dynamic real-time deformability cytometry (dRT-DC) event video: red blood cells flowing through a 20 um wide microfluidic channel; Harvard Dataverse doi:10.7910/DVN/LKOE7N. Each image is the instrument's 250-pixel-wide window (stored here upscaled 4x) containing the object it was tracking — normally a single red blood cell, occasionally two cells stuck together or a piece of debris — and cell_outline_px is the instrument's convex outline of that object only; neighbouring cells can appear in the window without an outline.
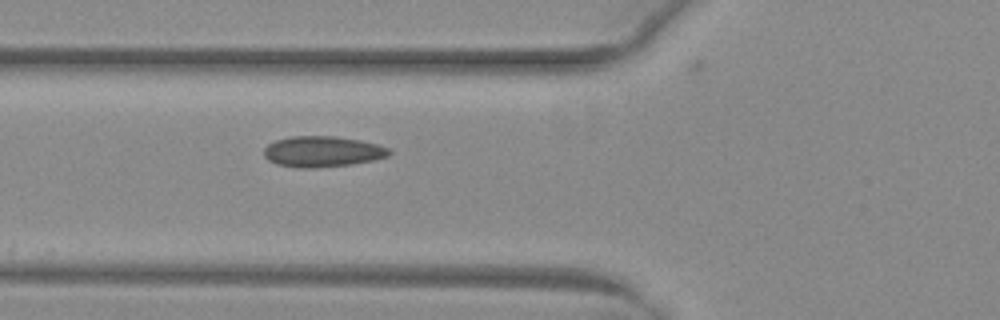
{"species": "common noctule bat (a hibernating species)", "species_latin": "Nyctalus noctula", "temperature_condition": "warm", "stored_images_in_passage": 34, "camera_frame_rate_fps": 3000, "um_per_image_px": 0.085, "animal": {"sex": "female", "body_mass_g": 29.2, "forearm_length_mm": 56.3}, "frame": {"image": 1, "passage_image": 2, "time_ms": 0.333, "image_size_px": [1000, 320], "cell_outline_px": [[392, 152], [388, 156], [372, 160], [352, 164], [316, 168], [300, 168], [276, 164], [268, 160], [264, 156], [264, 148], [268, 144], [276, 140], [292, 136], [336, 136], [360, 140], [376, 144], [388, 148]], "centroid_in_image_um": [27.39, 12.88], "position_along_channel_um": 98.4, "area_um2": 22.48}}
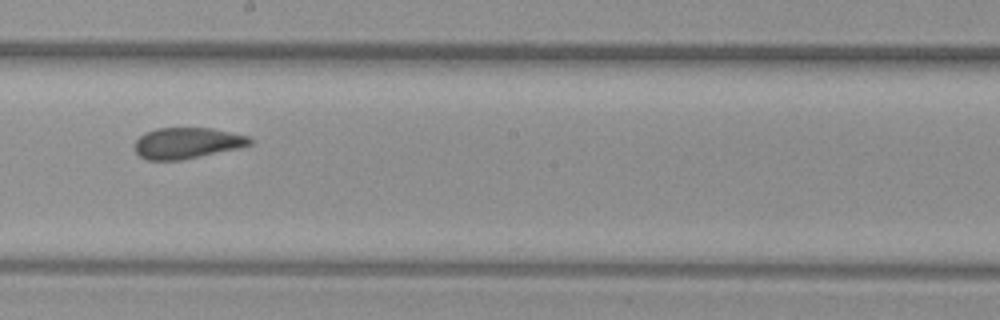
{"frame": {"image": 2, "passage_image": 12, "time_ms": 3.667, "image_size_px": [1000, 320], "cell_outline_px": [[252, 144], [240, 148], [180, 160], [148, 160], [140, 156], [136, 152], [136, 140], [144, 132], [156, 128], [212, 128], [248, 136], [252, 140]], "centroid_in_image_um": [15.91, 12.15], "position_along_channel_um": 232.3, "area_um2": 20.75}}
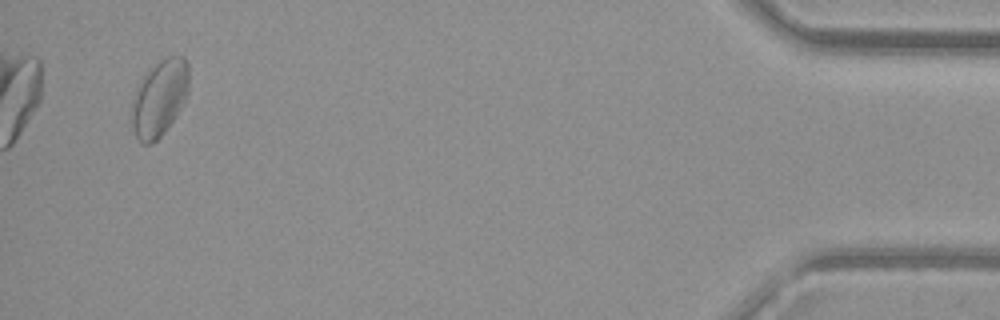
{"frame": {"image": 3, "passage_image": 32, "time_ms": 10.333, "image_size_px": [1000, 320], "cell_outline_px": [[188, 92], [176, 116], [164, 132], [152, 144], [140, 144], [128, 120], [132, 100], [136, 88], [140, 80], [160, 60], [168, 56], [184, 56], [188, 60]], "centroid_in_image_um": [13.51, 8.37], "position_along_channel_um": 421.7, "area_um2": 25.72}, "authors_computed_cell_mechanics": {"area_um2": 21.6172, "velocity_mm_per_s": 4.0091, "shape_relaxation_time_tau1_ms": null, "shape_relaxation_time_tau2_ms": 0.9966, "deformation_change_tau1": null, "deformation_change_tau2": 0.0446}}